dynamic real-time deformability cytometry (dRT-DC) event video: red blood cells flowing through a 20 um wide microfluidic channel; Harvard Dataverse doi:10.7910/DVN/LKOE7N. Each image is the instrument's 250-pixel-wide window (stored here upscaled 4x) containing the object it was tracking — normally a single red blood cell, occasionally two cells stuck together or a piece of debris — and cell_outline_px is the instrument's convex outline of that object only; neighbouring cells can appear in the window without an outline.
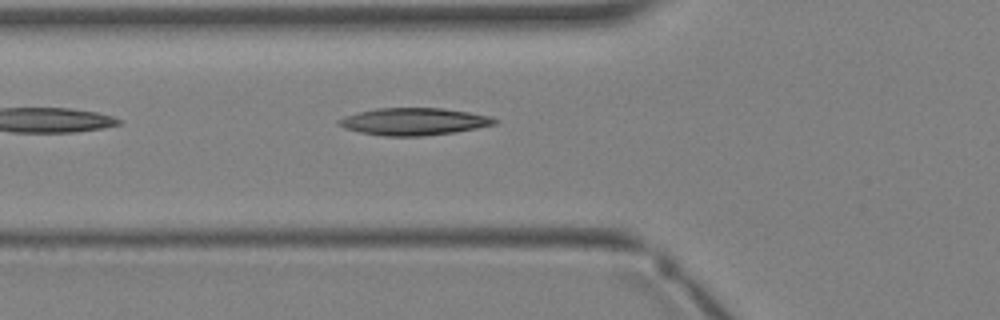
{"species": "Egyptian fruit bat (a non-hibernating species)", "species_latin": "Rousettus aegyptiacus", "temperature_condition": "warm", "stored_images_in_passage": 6, "camera_frame_rate_fps": 3000, "um_per_image_px": 0.085, "animal": {"sex": "female"}, "frame": {"image": 1, "passage_image": 6, "time_ms": 5.667, "image_size_px": [1000, 320], "cell_outline_px": [[500, 120], [496, 124], [456, 132], [424, 136], [384, 136], [360, 132], [344, 128], [336, 124], [336, 120], [344, 116], [376, 108], [444, 108], [492, 116]], "centroid_in_image_um": [35.19, 10.33], "position_along_channel_um": 90.6, "area_um2": 24.91}}